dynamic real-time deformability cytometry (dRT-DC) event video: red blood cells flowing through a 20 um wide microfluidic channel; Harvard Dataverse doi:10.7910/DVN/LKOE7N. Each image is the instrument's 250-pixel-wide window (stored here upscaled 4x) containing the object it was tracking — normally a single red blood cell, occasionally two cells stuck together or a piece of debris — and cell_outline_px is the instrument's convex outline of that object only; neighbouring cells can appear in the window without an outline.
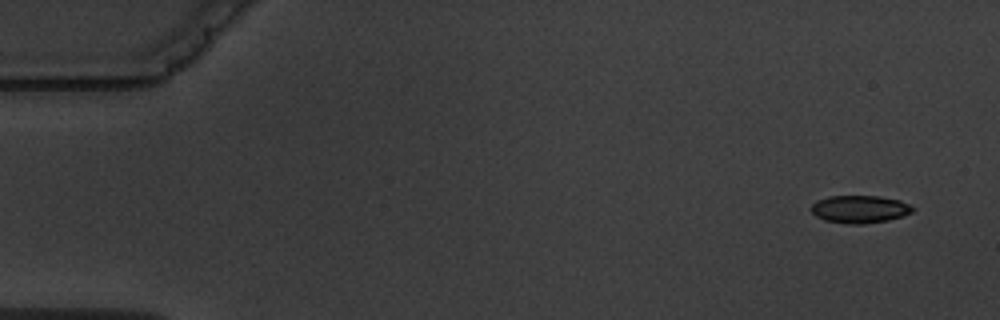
{"species": "common noctule bat (a hibernating species)", "species_latin": "Nyctalus noctula", "temperature_condition": "warm", "stored_images_in_passage": 5, "segment_of_instrument_passage": [1, 2], "camera_frame_rate_fps": 3000, "um_per_image_px": 0.085, "animal": {"sex": "male", "body_mass_g": 19.5, "forearm_length_mm": 54.6}, "frame": {"image": 1, "passage_image": 1, "time_ms": 0.0, "image_size_px": [1000, 320], "cell_outline_px": [[916, 208], [912, 212], [904, 216], [888, 220], [864, 224], [848, 224], [824, 220], [816, 216], [808, 208], [816, 200], [828, 196], [880, 196], [900, 200]], "centroid_in_image_um": [73.06, 17.78], "position_along_channel_um": 11.9, "area_um2": 16.59}}
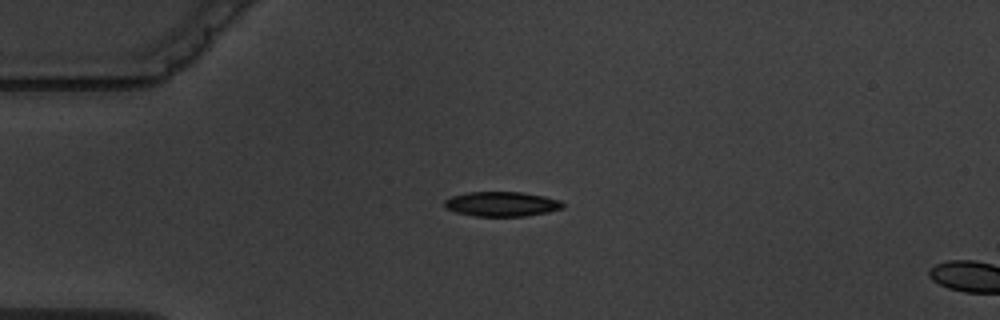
{"frame": {"image": 2, "passage_image": 4, "time_ms": 3.667, "image_size_px": [1000, 320], "cell_outline_px": [[564, 208], [548, 212], [528, 216], [476, 216], [456, 212], [444, 208], [444, 200], [452, 196], [468, 192], [524, 192], [544, 196], [560, 200], [564, 204]], "centroid_in_image_um": [42.66, 17.34], "position_along_channel_um": 42.3, "area_um2": 17.17}}